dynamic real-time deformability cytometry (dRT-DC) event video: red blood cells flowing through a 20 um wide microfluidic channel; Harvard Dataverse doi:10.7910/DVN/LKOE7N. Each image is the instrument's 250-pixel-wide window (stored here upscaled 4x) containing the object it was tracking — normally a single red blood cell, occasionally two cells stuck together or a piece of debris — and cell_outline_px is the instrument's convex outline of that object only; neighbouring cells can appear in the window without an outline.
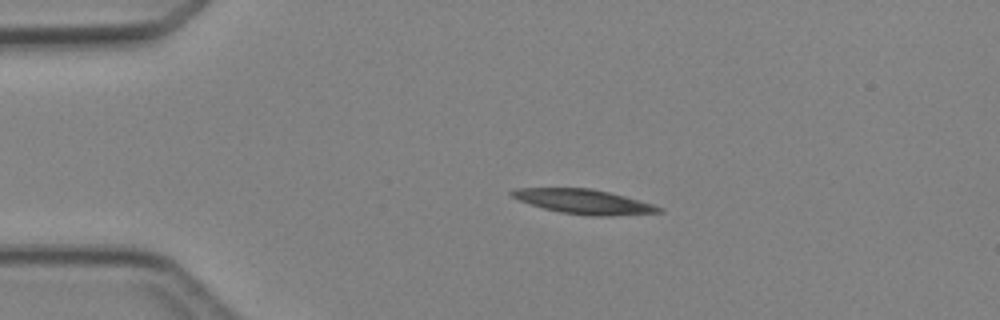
{"species": "Egyptian fruit bat (a non-hibernating species)", "species_latin": "Rousettus aegyptiacus", "temperature_condition": "cold", "stored_images_in_passage": 3, "camera_frame_rate_fps": 3000, "um_per_image_px": 0.085, "animal": {"sex": "female"}, "frame": {"image": 1, "passage_image": 2, "time_ms": 1.333, "image_size_px": [1000, 320], "cell_outline_px": [[664, 212], [612, 216], [592, 216], [560, 212], [544, 208], [520, 200], [512, 196], [508, 192], [516, 188], [588, 188], [608, 192], [624, 196], [652, 204], [664, 208]], "centroid_in_image_um": [49.66, 17.14], "position_along_channel_um": 35.3, "area_um2": 20.81}}